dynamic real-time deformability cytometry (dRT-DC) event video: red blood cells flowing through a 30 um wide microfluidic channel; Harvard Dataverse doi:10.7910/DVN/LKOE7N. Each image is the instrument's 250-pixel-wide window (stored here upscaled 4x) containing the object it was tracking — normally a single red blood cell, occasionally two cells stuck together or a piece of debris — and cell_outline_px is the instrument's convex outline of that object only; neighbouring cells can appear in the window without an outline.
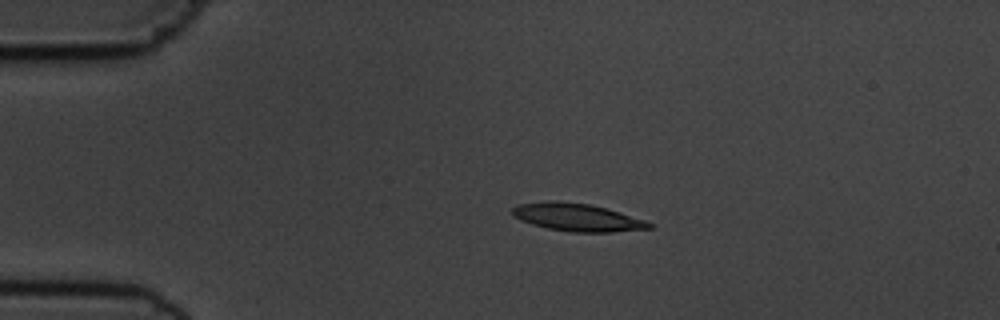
{"species": "common noctule bat (a hibernating species)", "species_latin": "Nyctalus noctula", "temperature_condition": "cold", "stored_images_in_passage": 8, "camera_frame_rate_fps": 3000, "um_per_image_px": 0.085, "animal": {"sex": "male", "body_mass_g": 19.5, "forearm_length_mm": 54.6}, "frame": {"image": 1, "passage_image": 4, "time_ms": 3.667, "image_size_px": [1000, 320], "cell_outline_px": [[652, 228], [612, 232], [572, 232], [548, 228], [532, 224], [520, 220], [512, 216], [512, 208], [516, 204], [548, 200], [588, 204], [604, 208], [644, 220], [652, 224]], "centroid_in_image_um": [48.98, 18.47], "position_along_channel_um": 36.0, "area_um2": 21.85}}
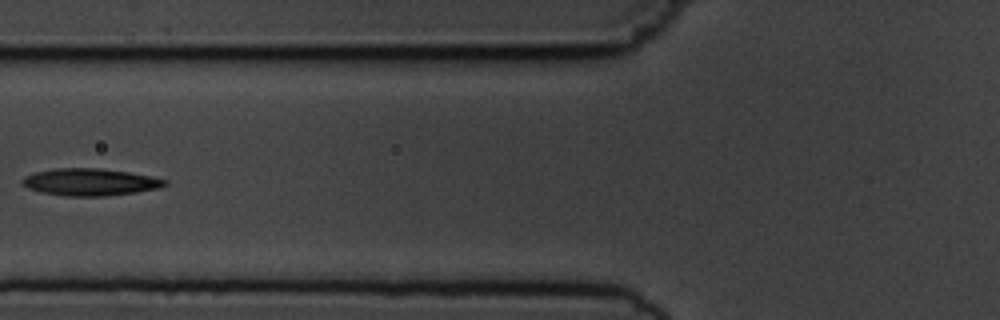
{"frame": {"image": 2, "passage_image": 7, "time_ms": 7.0, "image_size_px": [1000, 320], "cell_outline_px": [[168, 184], [160, 188], [136, 192], [104, 196], [64, 196], [40, 192], [28, 188], [20, 184], [20, 180], [24, 176], [36, 172], [56, 168], [100, 168], [128, 172], [168, 180]], "centroid_in_image_um": [7.62, 15.48], "position_along_channel_um": 118.2, "area_um2": 22.6}}
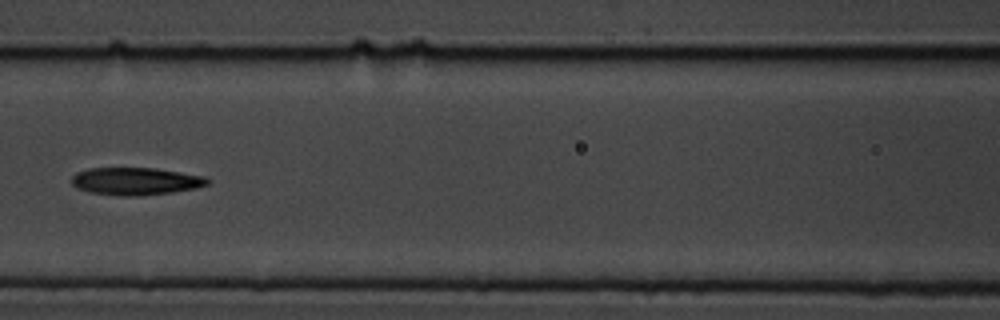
{"frame": {"image": 3, "passage_image": 8, "time_ms": 8.0, "image_size_px": [1000, 320], "cell_outline_px": [[208, 184], [196, 188], [172, 192], [140, 196], [120, 196], [92, 192], [80, 188], [72, 184], [72, 176], [76, 172], [88, 168], [156, 168], [204, 176], [208, 180]], "centroid_in_image_um": [11.53, 15.4], "position_along_channel_um": 155.1, "area_um2": 21.62}}